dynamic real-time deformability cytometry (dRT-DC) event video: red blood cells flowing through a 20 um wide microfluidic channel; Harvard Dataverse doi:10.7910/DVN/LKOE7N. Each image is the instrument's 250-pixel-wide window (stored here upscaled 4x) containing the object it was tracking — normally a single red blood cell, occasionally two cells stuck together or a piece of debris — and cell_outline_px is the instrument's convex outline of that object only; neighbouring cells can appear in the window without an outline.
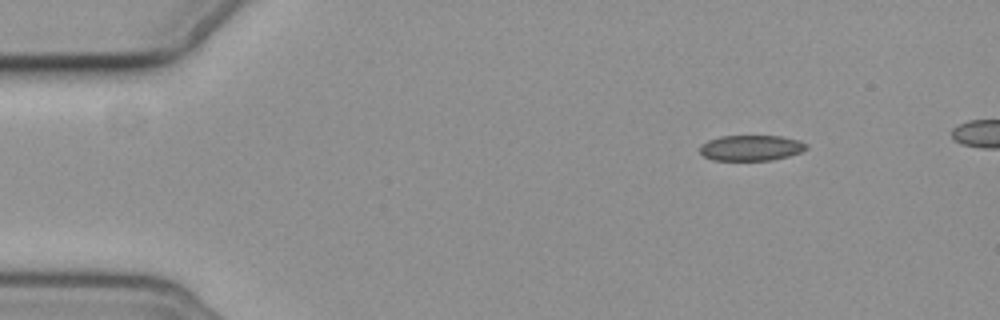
{"species": "common noctule bat (a hibernating species)", "species_latin": "Nyctalus noctula", "temperature_condition": "cold", "stored_images_in_passage": 6, "segment_of_instrument_passage": [2, 2], "camera_frame_rate_fps": 3000, "um_per_image_px": 0.085, "animal": {"sex": "female", "body_mass_g": 19.3, "forearm_length_mm": 54.1}, "frame": {"image": 1, "passage_image": 6, "time_ms": 6.667, "image_size_px": [1000, 320], "cell_outline_px": [[808, 148], [800, 152], [788, 156], [772, 160], [712, 160], [704, 156], [700, 152], [700, 148], [708, 140], [720, 136], [780, 136], [800, 140], [808, 144]], "centroid_in_image_um": [63.87, 12.57], "position_along_channel_um": 21.1, "area_um2": 15.84}}